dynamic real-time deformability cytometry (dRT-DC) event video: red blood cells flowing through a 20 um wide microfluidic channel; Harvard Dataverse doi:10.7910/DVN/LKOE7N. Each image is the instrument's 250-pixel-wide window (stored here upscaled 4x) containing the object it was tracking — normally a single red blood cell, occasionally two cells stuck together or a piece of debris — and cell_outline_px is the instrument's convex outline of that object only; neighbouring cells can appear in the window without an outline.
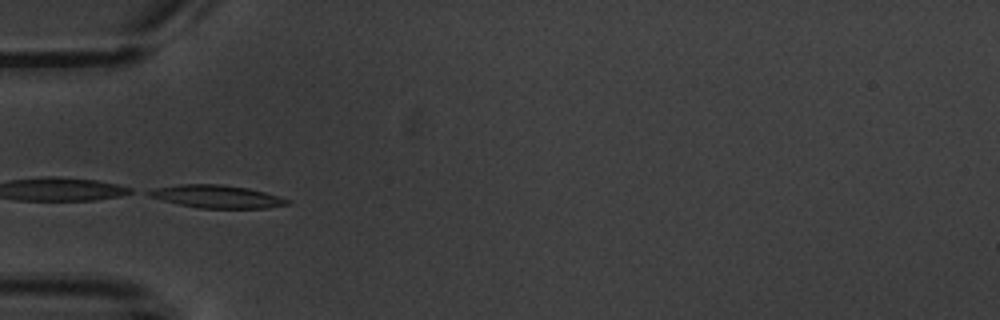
{"species": "common noctule bat (a hibernating species)", "species_latin": "Nyctalus noctula", "temperature_condition": "warm", "stored_images_in_passage": 15, "camera_frame_rate_fps": 3000, "um_per_image_px": 0.085, "animal": {"sex": "male", "body_mass_g": 20.1, "forearm_length_mm": 53.5}, "frame": {"image": 1, "passage_image": 5, "time_ms": 5.667, "image_size_px": [1000, 320], "cell_outline_px": [[292, 204], [268, 208], [200, 208], [180, 204], [148, 196], [140, 192], [156, 188], [180, 184], [220, 184], [248, 188], [280, 196], [292, 200]], "centroid_in_image_um": [18.46, 16.7], "position_along_channel_um": 66.5, "area_um2": 18.55}}
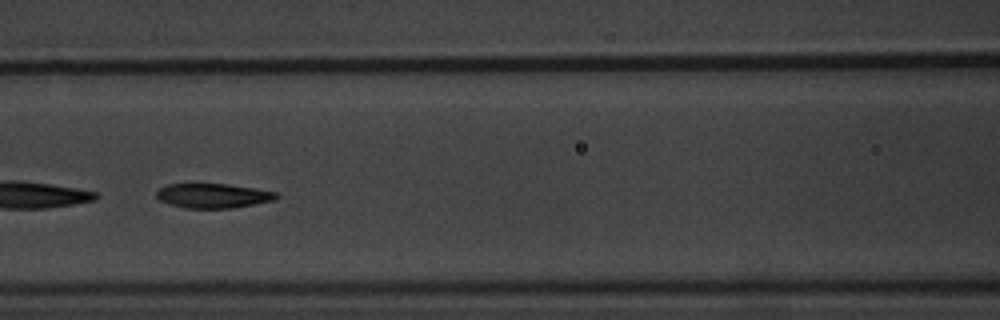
{"frame": {"image": 2, "passage_image": 7, "time_ms": 8.0, "image_size_px": [1000, 320], "cell_outline_px": [[280, 196], [276, 200], [232, 208], [184, 208], [168, 204], [160, 200], [156, 196], [156, 192], [160, 188], [168, 184], [192, 180], [228, 184], [256, 188], [276, 192]], "centroid_in_image_um": [18.06, 16.58], "position_along_channel_um": 148.5, "area_um2": 18.09}}
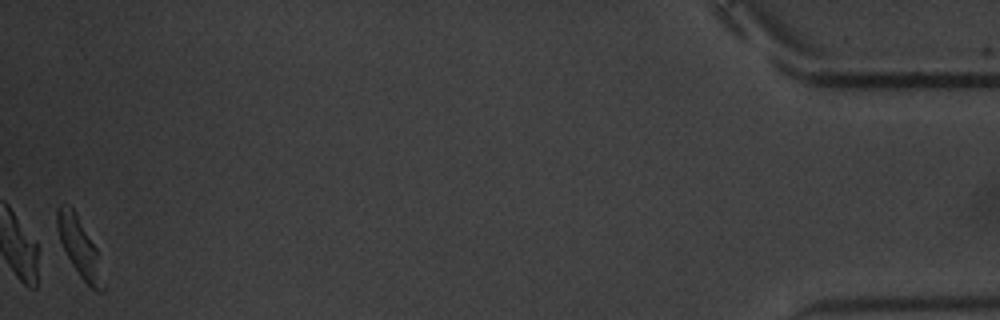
{"frame": {"image": 3, "passage_image": 15, "time_ms": 18.333, "image_size_px": [1000, 320], "cell_outline_px": [[104, 292], [96, 292], [80, 276], [72, 264], [60, 240], [56, 224], [56, 208], [60, 204], [68, 204], [76, 212], [96, 248], [104, 288]], "centroid_in_image_um": [6.72, 20.96], "position_along_channel_um": 428.5, "area_um2": 15.37}, "authors_computed_cell_mechanics": {"area_um2": 18.0914, "velocity_mm_per_s": 3.5406, "shape_relaxation_time_tau1_ms": 1.7763, "shape_relaxation_time_tau2_ms": 1.3834, "deformation_change_tau1": 0.1013, "deformation_change_tau2": 0.0532}}